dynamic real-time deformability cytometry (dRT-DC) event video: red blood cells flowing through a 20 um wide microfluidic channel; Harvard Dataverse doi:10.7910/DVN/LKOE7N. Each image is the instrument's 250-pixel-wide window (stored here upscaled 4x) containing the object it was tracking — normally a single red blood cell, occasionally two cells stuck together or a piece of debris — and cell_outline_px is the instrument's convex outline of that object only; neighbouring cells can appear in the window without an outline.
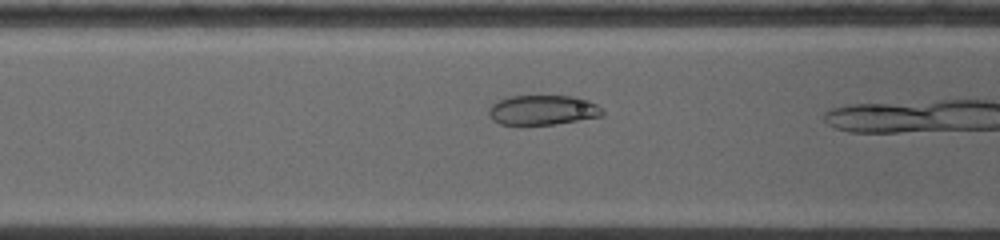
{"species": "common noctule bat (a hibernating species)", "species_latin": "Nyctalus noctula", "temperature_condition": "warm", "stored_images_in_passage": 62, "camera_frame_rate_fps": 5000, "um_per_image_px": 0.085, "animal": {"sex": "female", "body_mass_g": 19.0, "forearm_length_mm": 53.3}, "frame": {"image": 1, "passage_image": 16, "time_ms": 2.4, "image_size_px": [1000, 240], "cell_outline_px": [[604, 116], [556, 124], [500, 124], [492, 120], [488, 112], [488, 108], [492, 104], [508, 96], [576, 96], [588, 100], [596, 104], [604, 112]], "centroid_in_image_um": [46.15, 9.35], "position_along_channel_um": 120.5, "area_um2": 19.77}}
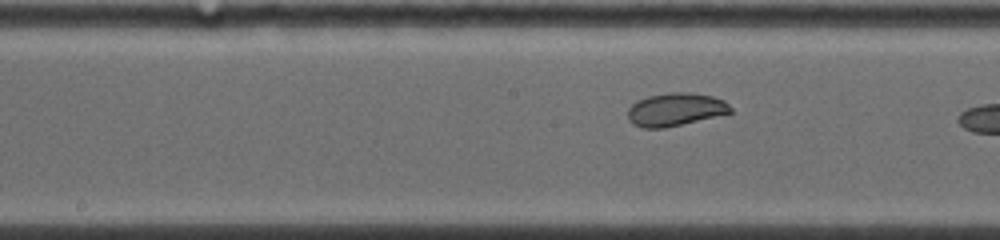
{"frame": {"image": 2, "passage_image": 27, "time_ms": 4.2, "image_size_px": [1000, 240], "cell_outline_px": [[732, 112], [664, 128], [644, 128], [632, 124], [628, 120], [628, 108], [636, 100], [648, 96], [668, 92], [688, 92], [712, 96], [724, 100], [732, 108]], "centroid_in_image_um": [57.37, 9.29], "position_along_channel_um": 190.8, "area_um2": 19.71}}
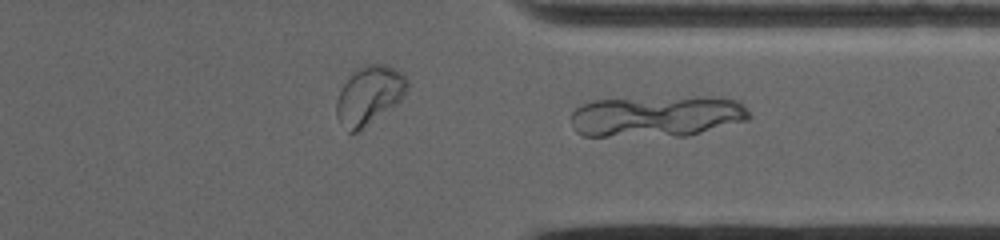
{"frame": {"image": 3, "passage_image": 60, "time_ms": 9.2, "image_size_px": [1000, 240], "cell_outline_px": [[408, 88], [400, 100], [396, 104], [356, 132], [348, 132], [336, 116], [336, 100], [348, 76], [352, 72], [364, 64], [388, 64], [400, 72], [408, 80]], "centroid_in_image_um": [31.37, 8.06], "position_along_channel_um": 380.0, "area_um2": 23.81}, "authors_computed_cell_mechanics": {"area_um2": 19.8254, "velocity_mm_per_s": 3.9235, "shape_relaxation_time_tau1_ms": null, "shape_relaxation_time_tau2_ms": 0.9458, "deformation_change_tau1": null, "deformation_change_tau2": 0.0379}}